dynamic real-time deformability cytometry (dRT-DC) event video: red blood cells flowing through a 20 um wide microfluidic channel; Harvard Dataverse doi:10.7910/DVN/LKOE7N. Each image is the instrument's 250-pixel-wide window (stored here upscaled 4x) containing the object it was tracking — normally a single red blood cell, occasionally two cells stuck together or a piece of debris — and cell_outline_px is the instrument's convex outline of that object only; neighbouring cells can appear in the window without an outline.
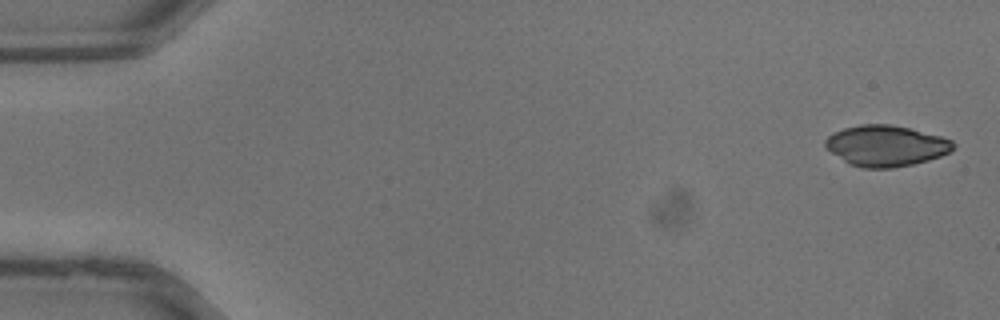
{"species": "common noctule bat (a hibernating species)", "species_latin": "Nyctalus noctula", "temperature_condition": "warm", "stored_images_in_passage": 36, "camera_frame_rate_fps": 3000, "um_per_image_px": 0.085, "animal": {"sex": "male", "body_mass_g": 13.3}, "frame": {"image": 1, "passage_image": 1, "time_ms": 0.0, "image_size_px": [1000, 320], "cell_outline_px": [[956, 144], [948, 152], [940, 156], [928, 160], [912, 164], [892, 168], [864, 168], [848, 164], [824, 148], [824, 140], [828, 136], [844, 128], [860, 124], [888, 124], [908, 128], [940, 136], [952, 140]], "centroid_in_image_um": [75.26, 12.4], "position_along_channel_um": 9.7, "area_um2": 30.4}}
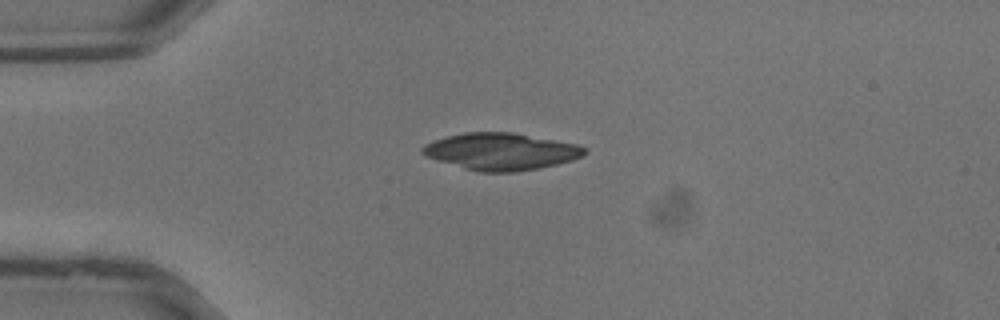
{"frame": {"image": 2, "passage_image": 9, "time_ms": 2.667, "image_size_px": [1000, 320], "cell_outline_px": [[588, 152], [584, 156], [572, 160], [556, 164], [536, 168], [512, 172], [480, 172], [464, 168], [424, 156], [420, 152], [420, 148], [424, 144], [432, 140], [464, 132], [512, 132], [576, 144], [588, 148]], "centroid_in_image_um": [42.56, 12.87], "position_along_channel_um": 42.4, "area_um2": 34.91}}
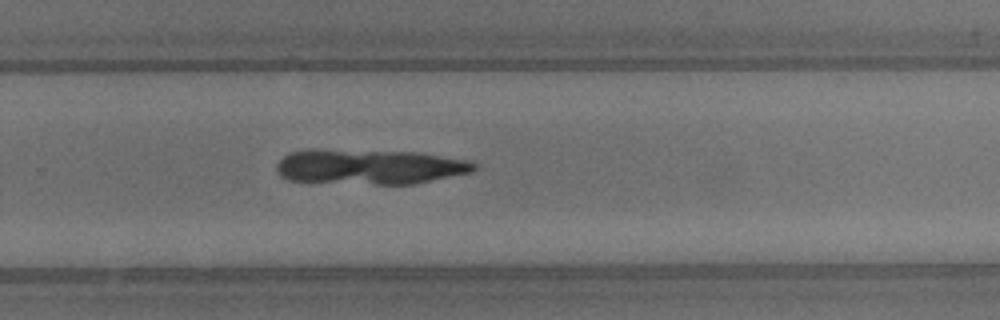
{"frame": {"image": 3, "passage_image": 24, "time_ms": 7.667, "image_size_px": [1000, 320], "cell_outline_px": [[476, 168], [472, 172], [412, 184], [376, 184], [288, 180], [280, 176], [276, 168], [276, 164], [284, 156], [292, 152], [416, 152], [472, 160], [476, 164]], "centroid_in_image_um": [31.53, 14.22], "position_along_channel_um": 298.3, "area_um2": 38.78}}